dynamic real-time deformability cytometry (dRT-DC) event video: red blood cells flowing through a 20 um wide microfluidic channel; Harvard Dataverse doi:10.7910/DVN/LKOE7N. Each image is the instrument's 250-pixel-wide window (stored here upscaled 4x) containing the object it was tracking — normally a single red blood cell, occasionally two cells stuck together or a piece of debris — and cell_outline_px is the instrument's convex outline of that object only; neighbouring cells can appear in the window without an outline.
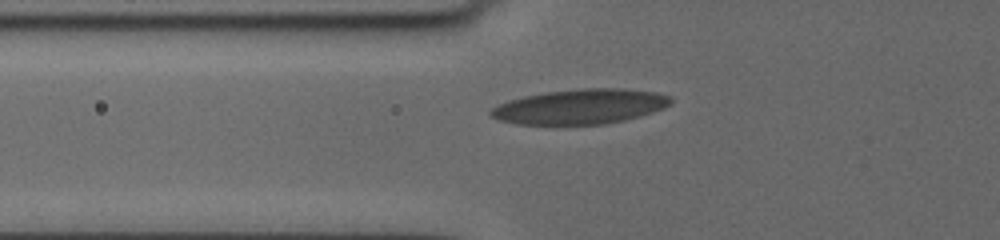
{"species": "human", "species_latin": "Homo sapiens", "temperature_condition": "cold", "stored_images_in_passage": 43, "camera_frame_rate_fps": 3000, "um_per_image_px": 0.085, "donor": {"sex": "female"}, "frame": {"image": 1, "passage_image": 8, "time_ms": 2.333, "image_size_px": [1000, 240], "cell_outline_px": [[672, 104], [664, 108], [640, 116], [624, 120], [604, 124], [516, 124], [500, 120], [488, 116], [488, 112], [496, 104], [508, 100], [524, 96], [544, 92], [580, 88], [624, 88], [656, 92], [672, 96]], "centroid_in_image_um": [49.31, 9.05], "position_along_channel_um": 76.5, "area_um2": 36.93}}
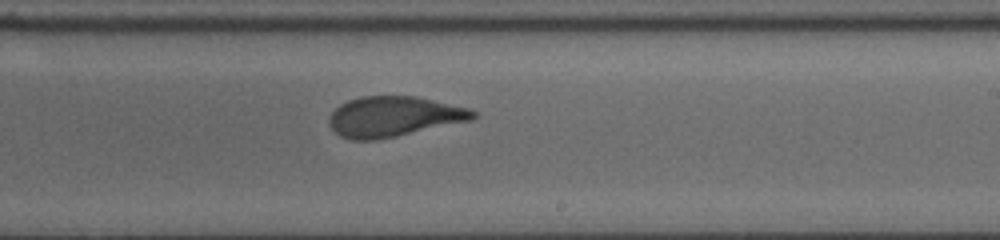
{"frame": {"image": 2, "passage_image": 23, "time_ms": 7.333, "image_size_px": [1000, 240], "cell_outline_px": [[476, 116], [472, 120], [396, 136], [376, 140], [352, 140], [340, 136], [332, 128], [328, 120], [328, 116], [340, 104], [348, 100], [360, 96], [416, 96], [468, 108], [476, 112]], "centroid_in_image_um": [33.44, 9.9], "position_along_channel_um": 255.6, "area_um2": 33.64}}
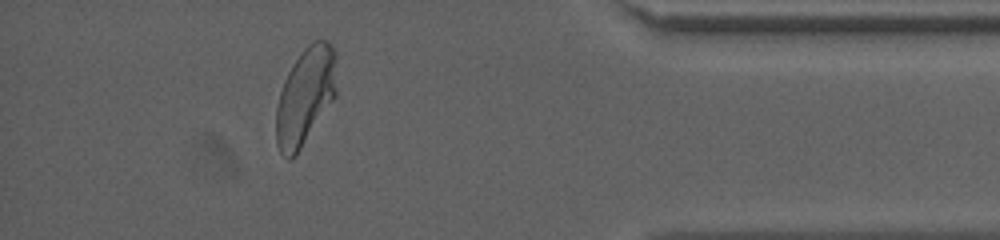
{"frame": {"image": 3, "passage_image": 38, "time_ms": 12.333, "image_size_px": [1000, 240], "cell_outline_px": [[336, 96], [296, 156], [292, 160], [288, 160], [280, 152], [276, 144], [276, 108], [280, 92], [284, 80], [292, 64], [304, 48], [312, 40], [328, 40], [332, 44], [336, 52]], "centroid_in_image_um": [25.96, 8.18], "position_along_channel_um": 409.2, "area_um2": 34.74}, "authors_computed_cell_mechanics": {"area_um2": 34.391, "velocity_mm_per_s": 3.6206, "shape_relaxation_time_tau1_ms": 11.0948, "shape_relaxation_time_tau2_ms": null, "deformation_change_tau1": 0.2727, "deformation_change_tau2": null}}